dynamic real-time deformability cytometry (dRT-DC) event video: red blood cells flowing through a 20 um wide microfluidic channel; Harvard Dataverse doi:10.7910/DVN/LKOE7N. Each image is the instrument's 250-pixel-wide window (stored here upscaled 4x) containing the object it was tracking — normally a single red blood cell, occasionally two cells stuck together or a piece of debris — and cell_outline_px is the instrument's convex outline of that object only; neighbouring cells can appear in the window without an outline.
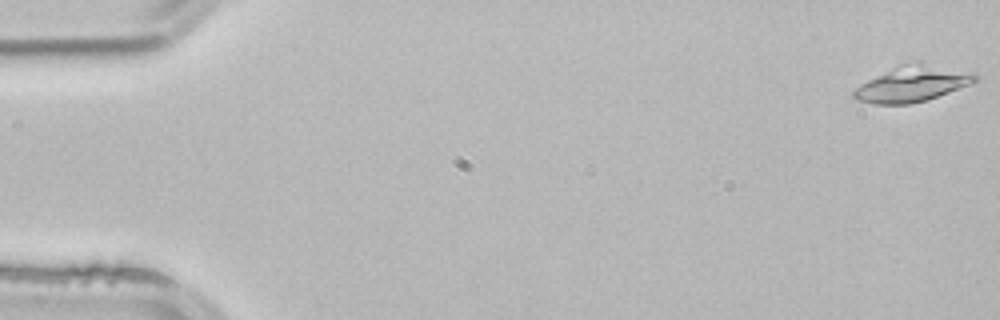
{"species": "common noctule bat (a hibernating species)", "species_latin": "Nyctalus noctula", "temperature_condition": "room temperature", "stored_images_in_passage": 15, "camera_frame_rate_fps": 3000, "um_per_image_px": 0.085, "animal": {"sex": "male", "body_mass_g": 21.5, "forearm_length_mm": 52.0}, "frame": {"image": 1, "passage_image": 1, "time_ms": 0.0, "image_size_px": [1000, 320], "cell_outline_px": [[976, 80], [972, 84], [924, 100], [908, 104], [872, 104], [856, 100], [852, 96], [852, 92], [860, 84], [900, 64], [916, 60], [924, 60], [976, 72]], "centroid_in_image_um": [77.6, 7.07], "position_along_channel_um": 7.4, "area_um2": 25.84}}
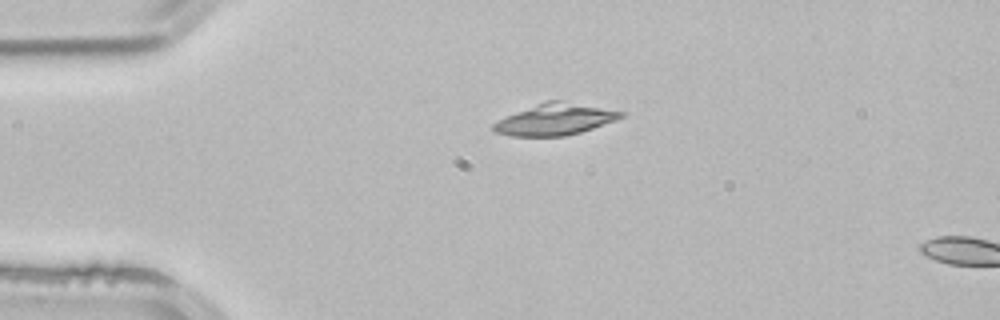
{"frame": {"image": 2, "passage_image": 12, "time_ms": 3.667, "image_size_px": [1000, 320], "cell_outline_px": [[624, 116], [616, 120], [580, 132], [564, 136], [512, 136], [492, 132], [492, 124], [516, 112], [544, 100], [560, 100], [624, 112]], "centroid_in_image_um": [47.15, 10.15], "position_along_channel_um": 37.9, "area_um2": 23.06}}